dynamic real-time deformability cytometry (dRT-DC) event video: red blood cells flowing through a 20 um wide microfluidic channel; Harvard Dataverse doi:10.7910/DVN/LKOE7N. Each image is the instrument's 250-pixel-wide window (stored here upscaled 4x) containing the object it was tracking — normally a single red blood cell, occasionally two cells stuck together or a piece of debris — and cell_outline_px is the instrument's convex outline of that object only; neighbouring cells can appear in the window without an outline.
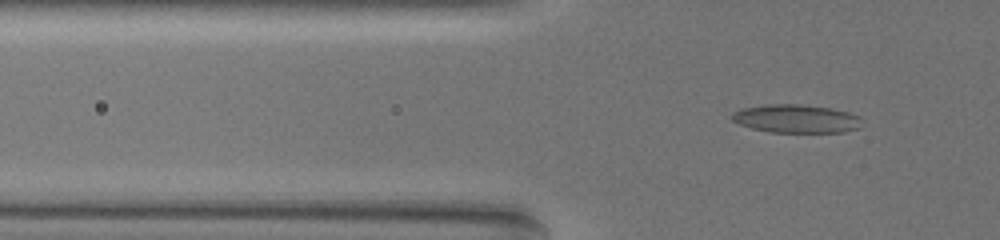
{"species": "common noctule bat (a hibernating species)", "species_latin": "Nyctalus noctula", "temperature_condition": "warm", "stored_images_in_passage": 63, "camera_frame_rate_fps": 3000, "um_per_image_px": 0.085, "animal": {"sex": "female", "body_mass_g": 19.5, "forearm_length_mm": 54.1}, "frame": {"image": 1, "passage_image": 23, "time_ms": 7.333, "image_size_px": [1000, 240], "cell_outline_px": [[860, 128], [844, 132], [772, 132], [752, 128], [740, 124], [732, 120], [732, 112], [744, 108], [768, 104], [800, 104], [832, 108], [848, 112], [860, 116]], "centroid_in_image_um": [67.7, 10.08], "position_along_channel_um": 58.1, "area_um2": 21.39}}
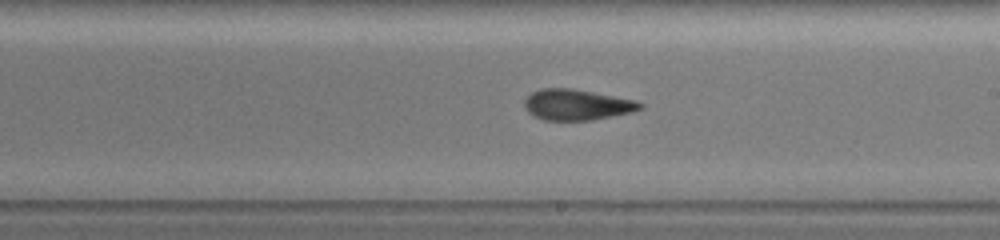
{"frame": {"image": 2, "passage_image": 40, "time_ms": 13.0, "image_size_px": [1000, 240], "cell_outline_px": [[644, 104], [640, 108], [628, 112], [592, 120], [544, 120], [528, 112], [524, 104], [524, 100], [532, 92], [540, 88], [572, 88], [636, 100]], "centroid_in_image_um": [48.99, 8.89], "position_along_channel_um": 240.0, "area_um2": 20.46}}
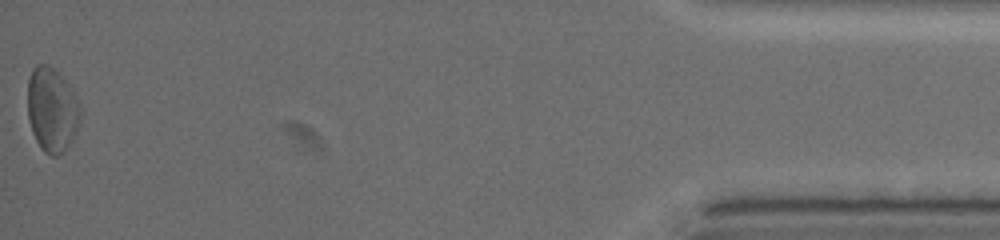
{"frame": {"image": 3, "passage_image": 63, "time_ms": 20.667, "image_size_px": [1000, 240], "cell_outline_px": [[80, 124], [72, 140], [60, 156], [52, 156], [44, 152], [40, 148], [32, 132], [28, 120], [28, 80], [32, 68], [36, 64], [44, 64], [52, 68], [72, 88], [76, 96], [80, 108]], "centroid_in_image_um": [4.41, 9.36], "position_along_channel_um": 430.8, "area_um2": 26.01}, "authors_computed_cell_mechanics": {"area_um2": 21.3282, "velocity_mm_per_s": 3.523, "shape_relaxation_time_tau1_ms": 6.7551, "shape_relaxation_time_tau2_ms": 2.8137, "deformation_change_tau1": 0.2014, "deformation_change_tau2": 0.1137}}